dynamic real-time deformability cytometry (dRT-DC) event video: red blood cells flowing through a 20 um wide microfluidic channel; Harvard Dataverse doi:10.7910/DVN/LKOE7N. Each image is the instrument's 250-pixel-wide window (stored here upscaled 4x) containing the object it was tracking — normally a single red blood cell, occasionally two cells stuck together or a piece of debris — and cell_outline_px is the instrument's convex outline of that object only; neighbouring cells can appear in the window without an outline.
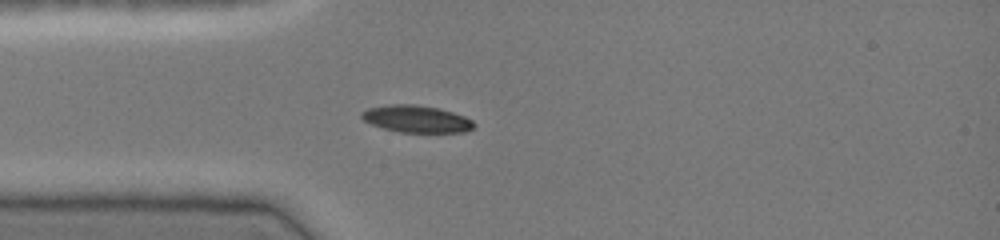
{"species": "common noctule bat (a hibernating species)", "species_latin": "Nyctalus noctula", "temperature_condition": "cold", "stored_images_in_passage": 13, "camera_frame_rate_fps": 3000, "um_per_image_px": 0.085, "animal": {"sex": "female", "body_mass_g": 19.0, "forearm_length_mm": 51.5}, "frame": {"image": 1, "passage_image": 6, "time_ms": 1.667, "image_size_px": [1000, 240], "cell_outline_px": [[476, 124], [472, 128], [464, 132], [400, 132], [384, 128], [372, 124], [364, 120], [360, 116], [360, 112], [368, 108], [388, 104], [416, 104], [436, 108], [452, 112], [464, 116], [472, 120]], "centroid_in_image_um": [35.38, 10.1], "position_along_channel_um": 49.6, "area_um2": 17.63}}
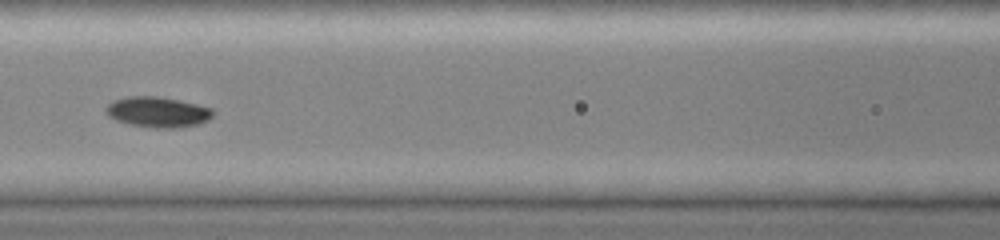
{"frame": {"image": 2, "passage_image": 10, "time_ms": 3.0, "image_size_px": [1000, 240], "cell_outline_px": [[212, 116], [208, 120], [200, 124], [180, 128], [152, 128], [132, 124], [116, 120], [108, 116], [104, 112], [104, 108], [112, 100], [128, 96], [156, 96], [196, 104], [212, 108]], "centroid_in_image_um": [13.37, 9.53], "position_along_channel_um": 153.2, "area_um2": 19.07}}
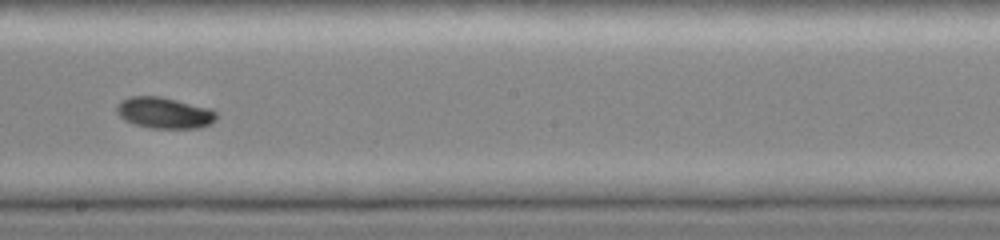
{"frame": {"image": 3, "passage_image": 12, "time_ms": 3.667, "image_size_px": [1000, 240], "cell_outline_px": [[216, 120], [200, 128], [152, 128], [136, 124], [124, 120], [116, 112], [116, 108], [120, 100], [128, 96], [160, 96], [212, 108], [216, 112]], "centroid_in_image_um": [13.96, 9.58], "position_along_channel_um": 234.2, "area_um2": 18.21}}